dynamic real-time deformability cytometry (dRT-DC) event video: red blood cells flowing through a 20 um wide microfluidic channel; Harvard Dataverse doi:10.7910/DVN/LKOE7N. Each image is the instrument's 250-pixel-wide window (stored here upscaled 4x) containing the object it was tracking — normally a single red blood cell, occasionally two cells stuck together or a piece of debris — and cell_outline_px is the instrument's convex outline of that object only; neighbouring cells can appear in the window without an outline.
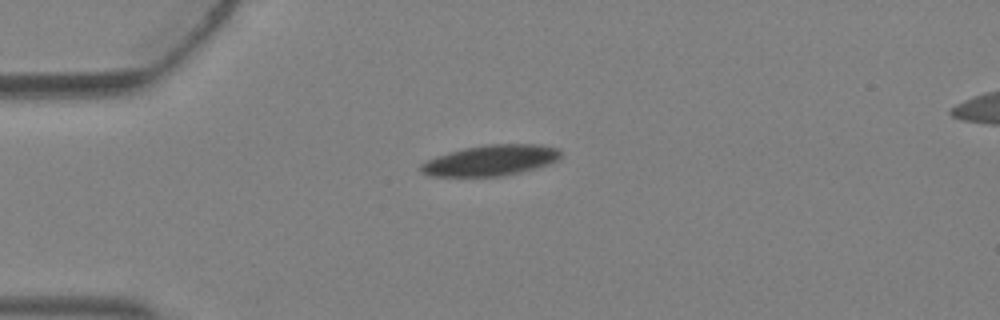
{"species": "Egyptian fruit bat (a non-hibernating species)", "species_latin": "Rousettus aegyptiacus", "temperature_condition": "warm", "stored_images_in_passage": 3, "camera_frame_rate_fps": 3000, "um_per_image_px": 0.085, "animal": {"sex": "female"}, "frame": {"image": 1, "passage_image": 1, "time_ms": 0.0, "image_size_px": [1000, 320], "cell_outline_px": [[560, 156], [556, 160], [548, 164], [536, 168], [520, 172], [500, 176], [432, 176], [420, 172], [416, 168], [420, 164], [436, 156], [464, 148], [488, 144], [540, 144], [560, 148]], "centroid_in_image_um": [41.69, 13.63], "position_along_channel_um": 43.3, "area_um2": 25.03}}
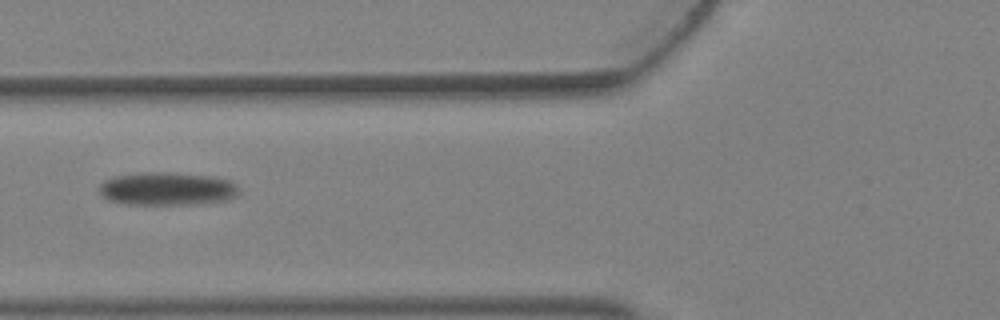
{"frame": {"image": 2, "passage_image": 3, "time_ms": 0.667, "image_size_px": [1000, 320], "cell_outline_px": [[236, 196], [224, 200], [196, 204], [124, 204], [108, 200], [100, 192], [100, 184], [104, 180], [116, 176], [144, 172], [164, 172], [212, 176], [228, 180], [236, 184]], "centroid_in_image_um": [14.17, 16.04], "position_along_channel_um": 111.6, "area_um2": 26.65}}